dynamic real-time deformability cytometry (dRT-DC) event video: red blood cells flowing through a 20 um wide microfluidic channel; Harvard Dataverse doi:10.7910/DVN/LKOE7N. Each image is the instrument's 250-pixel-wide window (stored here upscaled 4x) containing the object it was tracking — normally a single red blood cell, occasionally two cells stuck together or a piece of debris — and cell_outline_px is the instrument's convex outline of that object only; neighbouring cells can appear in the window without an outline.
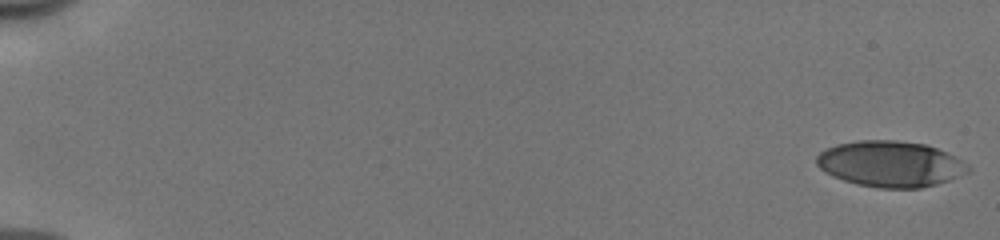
{"species": "human", "species_latin": "Homo sapiens", "temperature_condition": "cold", "stored_images_in_passage": 14, "camera_frame_rate_fps": 3000, "um_per_image_px": 0.085, "donor": {"sex": "male"}, "frame": {"image": 1, "passage_image": 1, "time_ms": 0.0, "image_size_px": [1000, 240], "cell_outline_px": [[972, 168], [968, 172], [948, 180], [936, 184], [920, 188], [880, 188], [856, 184], [832, 176], [824, 172], [816, 164], [816, 156], [820, 152], [836, 144], [860, 140], [896, 140], [924, 144], [936, 148], [968, 164]], "centroid_in_image_um": [75.65, 13.94], "position_along_channel_um": 9.4, "area_um2": 40.34}}